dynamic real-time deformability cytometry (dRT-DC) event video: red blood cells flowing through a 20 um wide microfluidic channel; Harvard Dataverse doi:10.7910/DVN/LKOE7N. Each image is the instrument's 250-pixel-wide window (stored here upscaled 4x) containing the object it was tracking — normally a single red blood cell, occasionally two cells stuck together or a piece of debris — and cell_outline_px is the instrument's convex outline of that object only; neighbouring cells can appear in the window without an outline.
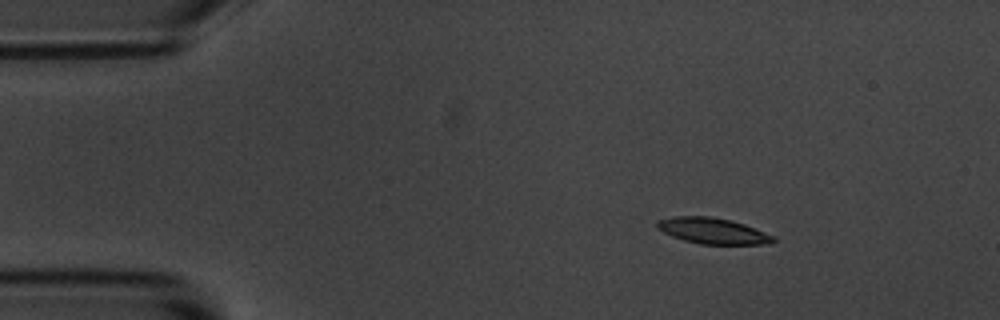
{"species": "common noctule bat (a hibernating species)", "species_latin": "Nyctalus noctula", "temperature_condition": "room temperature", "stored_images_in_passage": 7, "camera_frame_rate_fps": 3000, "um_per_image_px": 0.085, "animal": {"sex": "male", "body_mass_g": 20.1, "forearm_length_mm": 53.5}, "frame": {"image": 1, "passage_image": 3, "time_ms": 2.333, "image_size_px": [1000, 320], "cell_outline_px": [[776, 240], [772, 244], [700, 244], [684, 240], [672, 236], [656, 228], [656, 220], [672, 216], [708, 216], [732, 220], [744, 224], [776, 236]], "centroid_in_image_um": [60.59, 19.62], "position_along_channel_um": 24.4, "area_um2": 17.74}}
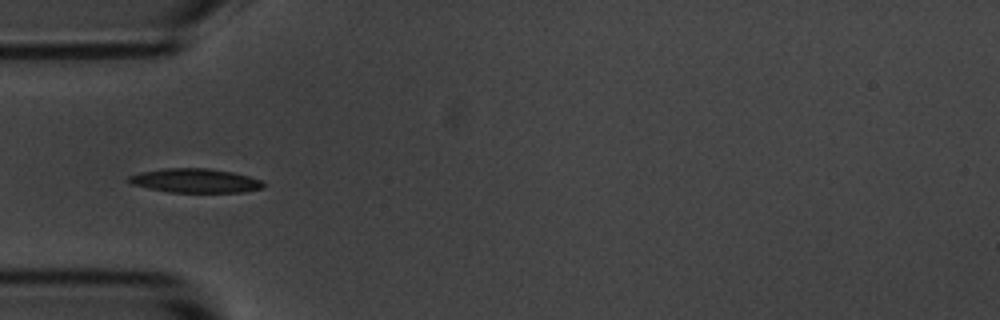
{"frame": {"image": 2, "passage_image": 5, "time_ms": 5.333, "image_size_px": [1000, 320], "cell_outline_px": [[264, 188], [244, 192], [168, 192], [148, 188], [132, 184], [124, 180], [128, 176], [140, 172], [164, 168], [208, 168], [232, 172], [248, 176], [260, 180], [264, 184]], "centroid_in_image_um": [16.55, 15.35], "position_along_channel_um": 68.4, "area_um2": 18.96}}
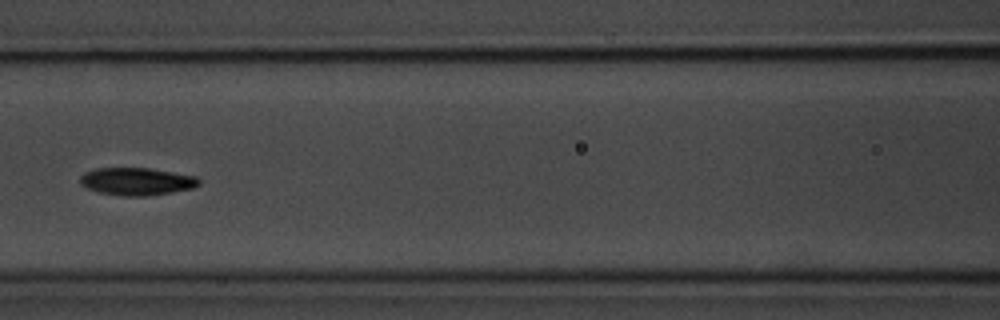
{"frame": {"image": 3, "passage_image": 7, "time_ms": 7.667, "image_size_px": [1000, 320], "cell_outline_px": [[200, 184], [192, 188], [172, 192], [148, 196], [120, 196], [96, 192], [80, 184], [80, 176], [84, 172], [96, 168], [148, 168], [196, 176], [200, 180]], "centroid_in_image_um": [11.59, 15.43], "position_along_channel_um": 155.0, "area_um2": 19.19}}